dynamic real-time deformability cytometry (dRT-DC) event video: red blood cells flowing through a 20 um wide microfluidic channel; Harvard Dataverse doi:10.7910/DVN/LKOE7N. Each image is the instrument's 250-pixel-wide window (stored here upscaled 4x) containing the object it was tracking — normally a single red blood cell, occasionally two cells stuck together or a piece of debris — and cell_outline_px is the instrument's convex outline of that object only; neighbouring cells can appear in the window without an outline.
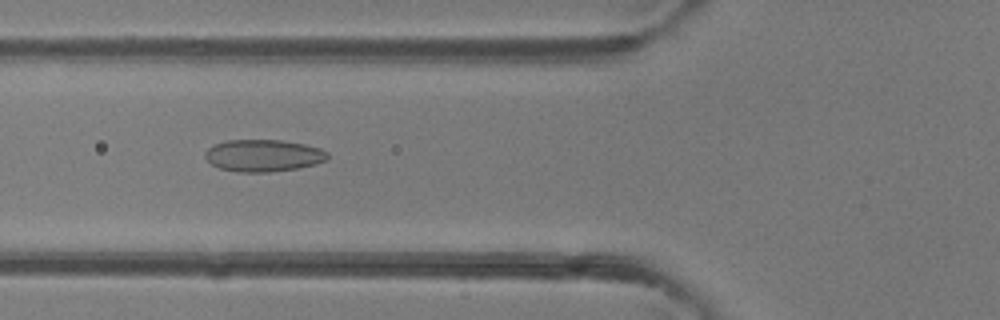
{"species": "common noctule bat (a hibernating species)", "species_latin": "Nyctalus noctula", "temperature_condition": "room temperature", "stored_images_in_passage": 44, "camera_frame_rate_fps": 3000, "um_per_image_px": 0.085, "animal": {"sex": "female"}, "frame": {"image": 1, "passage_image": 15, "time_ms": 4.667, "image_size_px": [1000, 320], "cell_outline_px": [[328, 160], [316, 164], [300, 168], [268, 172], [236, 172], [220, 168], [212, 164], [204, 156], [204, 152], [208, 148], [216, 144], [228, 140], [280, 140], [304, 144], [320, 148], [328, 152]], "centroid_in_image_um": [22.41, 13.23], "position_along_channel_um": 103.4, "area_um2": 22.95}}
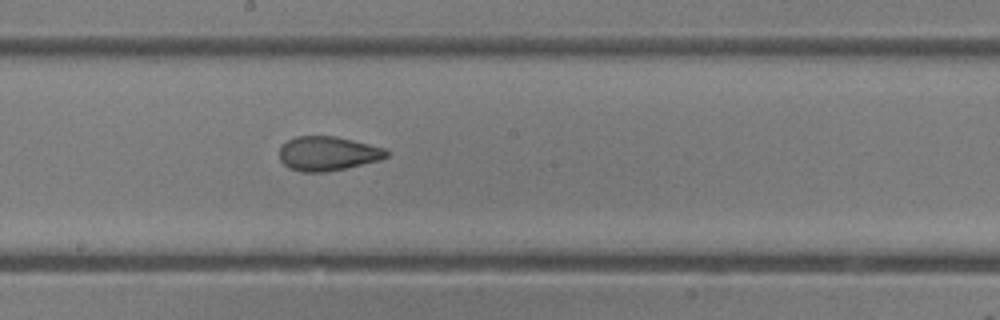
{"frame": {"image": 2, "passage_image": 23, "time_ms": 7.333, "image_size_px": [1000, 320], "cell_outline_px": [[388, 156], [380, 160], [344, 168], [324, 172], [304, 172], [288, 168], [280, 160], [280, 148], [288, 140], [296, 136], [336, 136], [384, 148], [388, 152]], "centroid_in_image_um": [27.84, 13.05], "position_along_channel_um": 220.4, "area_um2": 21.15}}
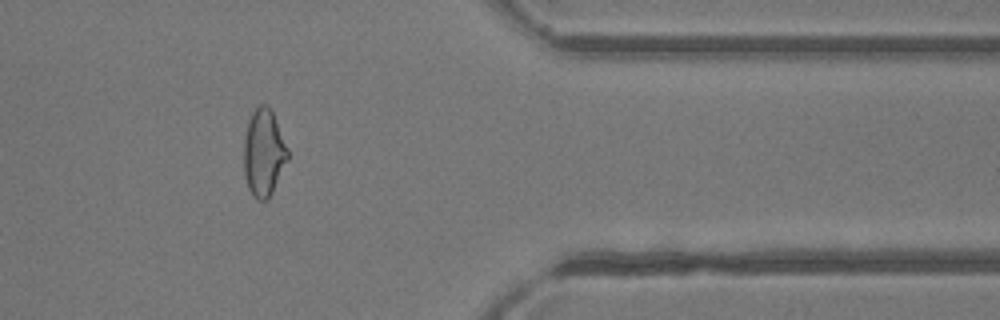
{"frame": {"image": 3, "passage_image": 36, "time_ms": 11.667, "image_size_px": [1000, 320], "cell_outline_px": [[288, 160], [268, 200], [256, 200], [252, 196], [248, 188], [244, 176], [244, 140], [248, 120], [252, 112], [260, 104], [264, 104], [272, 112], [288, 148]], "centroid_in_image_um": [22.4, 13.02], "position_along_channel_um": 389.0, "area_um2": 22.25}, "authors_computed_cell_mechanics": {"area_um2": 22.9755, "velocity_mm_per_s": 4.3656, "shape_relaxation_time_tau1_ms": null, "shape_relaxation_time_tau2_ms": 1.4954, "deformation_change_tau1": null, "deformation_change_tau2": 0.0746}}